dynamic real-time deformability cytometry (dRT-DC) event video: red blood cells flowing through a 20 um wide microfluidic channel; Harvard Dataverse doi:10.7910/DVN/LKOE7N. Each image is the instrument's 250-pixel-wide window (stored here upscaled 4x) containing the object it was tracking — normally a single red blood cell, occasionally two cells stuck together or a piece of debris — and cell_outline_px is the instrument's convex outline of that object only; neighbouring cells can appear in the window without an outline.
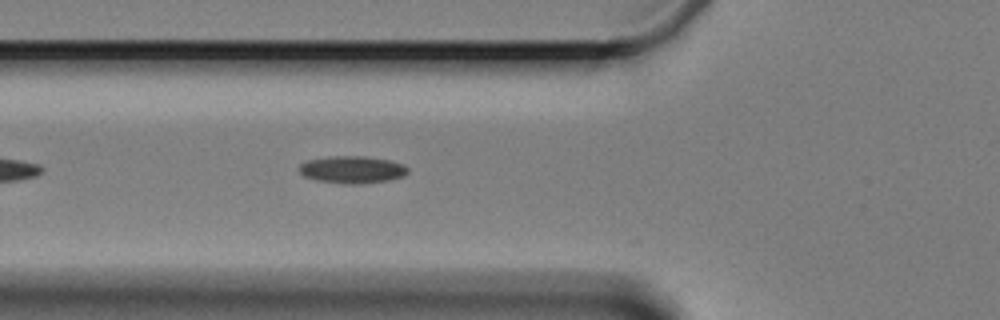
{"species": "Egyptian fruit bat (a non-hibernating species)", "species_latin": "Rousettus aegyptiacus", "temperature_condition": "cold", "stored_images_in_passage": 6, "camera_frame_rate_fps": 3000, "um_per_image_px": 0.085, "animal": {"sex": "female"}, "frame": {"image": 1, "passage_image": 6, "time_ms": 5.667, "image_size_px": [1000, 320], "cell_outline_px": [[408, 172], [404, 176], [388, 180], [360, 184], [344, 184], [316, 180], [304, 176], [300, 172], [300, 164], [308, 160], [328, 156], [364, 156], [388, 160], [400, 164], [408, 168]], "centroid_in_image_um": [29.92, 14.42], "position_along_channel_um": 95.9, "area_um2": 17.17}}